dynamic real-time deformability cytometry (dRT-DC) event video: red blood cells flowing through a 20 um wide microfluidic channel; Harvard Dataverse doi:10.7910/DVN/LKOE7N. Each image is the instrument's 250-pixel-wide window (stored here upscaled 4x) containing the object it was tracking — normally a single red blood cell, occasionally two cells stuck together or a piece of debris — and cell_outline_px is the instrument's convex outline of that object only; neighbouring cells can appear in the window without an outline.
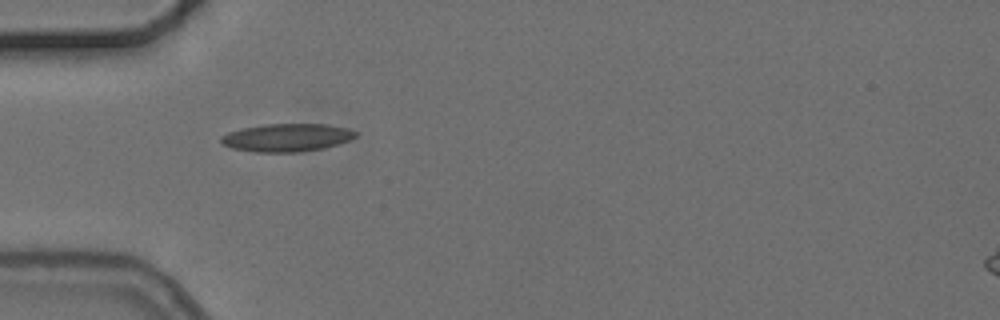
{"species": "common noctule bat (a hibernating species)", "species_latin": "Nyctalus noctula", "temperature_condition": "cold", "stored_images_in_passage": 5, "camera_frame_rate_fps": 3000, "um_per_image_px": 0.085, "animal": {"sex": "female", "body_mass_g": 24.6, "forearm_length_mm": 56.2}, "frame": {"image": 1, "passage_image": 4, "time_ms": 4.667, "image_size_px": [1000, 320], "cell_outline_px": [[356, 136], [352, 140], [324, 148], [300, 152], [256, 152], [232, 148], [220, 144], [220, 136], [228, 132], [244, 128], [264, 124], [328, 124], [348, 128], [356, 132]], "centroid_in_image_um": [24.38, 11.69], "position_along_channel_um": 60.6, "area_um2": 22.08}}
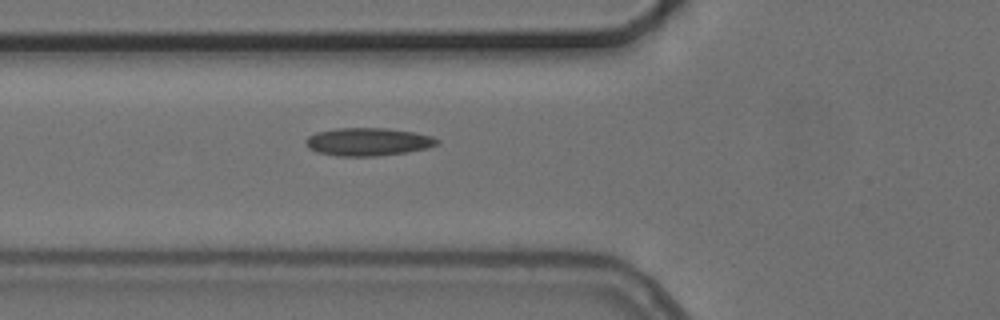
{"frame": {"image": 2, "passage_image": 5, "time_ms": 5.667, "image_size_px": [1000, 320], "cell_outline_px": [[440, 144], [428, 148], [404, 152], [376, 156], [336, 156], [316, 152], [308, 148], [304, 140], [308, 136], [316, 132], [336, 128], [388, 128], [412, 132], [432, 136], [440, 140]], "centroid_in_image_um": [31.26, 12.05], "position_along_channel_um": 94.5, "area_um2": 21.5}}